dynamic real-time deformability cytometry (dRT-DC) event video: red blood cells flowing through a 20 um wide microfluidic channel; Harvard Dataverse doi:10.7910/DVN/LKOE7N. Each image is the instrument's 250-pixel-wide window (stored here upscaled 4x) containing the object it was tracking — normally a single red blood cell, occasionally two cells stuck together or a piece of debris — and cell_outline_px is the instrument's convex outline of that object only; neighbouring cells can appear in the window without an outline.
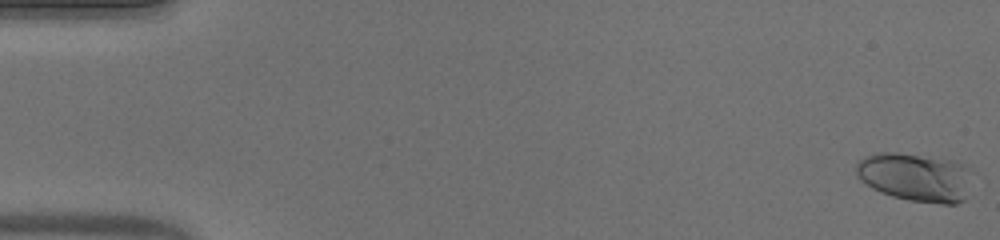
{"species": "human", "species_latin": "Homo sapiens", "temperature_condition": "warm", "stored_images_in_passage": 53, "camera_frame_rate_fps": 3000, "um_per_image_px": 0.085, "donor": {"sex": "male"}, "frame": {"image": 1, "passage_image": 1, "time_ms": 0.0, "image_size_px": [1000, 240], "cell_outline_px": [[964, 200], [956, 204], [940, 204], [908, 200], [892, 196], [880, 192], [872, 188], [860, 180], [856, 176], [856, 164], [864, 156], [876, 152], [896, 152], [952, 160], [960, 164]], "centroid_in_image_um": [77.58, 15.05], "position_along_channel_um": 7.4, "area_um2": 31.44}}
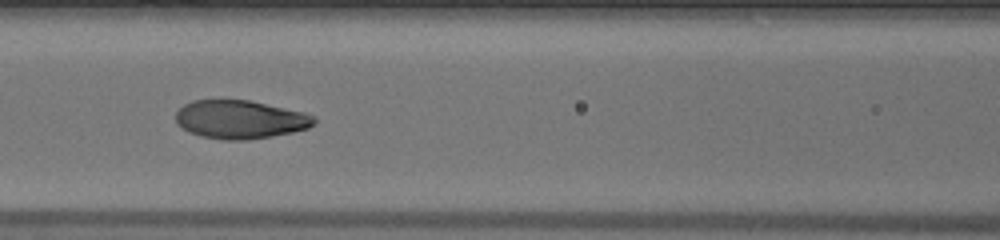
{"frame": {"image": 2, "passage_image": 24, "time_ms": 7.667, "image_size_px": [1000, 240], "cell_outline_px": [[316, 124], [308, 128], [292, 132], [272, 136], [244, 140], [224, 140], [200, 136], [188, 132], [176, 124], [176, 112], [184, 104], [192, 100], [248, 100], [304, 112], [316, 116]], "centroid_in_image_um": [20.41, 10.16], "position_along_channel_um": 146.2, "area_um2": 31.1}}
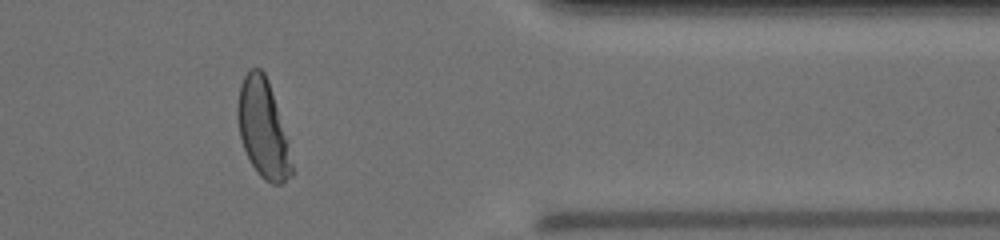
{"frame": {"image": 3, "passage_image": 44, "time_ms": 14.333, "image_size_px": [1000, 240], "cell_outline_px": [[292, 176], [280, 184], [272, 184], [264, 180], [256, 172], [244, 148], [240, 136], [236, 116], [236, 108], [240, 84], [244, 76], [252, 68], [260, 68], [264, 72], [268, 80], [288, 140], [292, 164]], "centroid_in_image_um": [22.34, 10.94], "position_along_channel_um": 389.1, "area_um2": 30.87}, "authors_computed_cell_mechanics": {"area_um2": 31.0964, "velocity_mm_per_s": 3.9122, "shape_relaxation_time_tau1_ms": 3.9591, "shape_relaxation_time_tau2_ms": null, "deformation_change_tau1": 0.2095, "deformation_change_tau2": null}}